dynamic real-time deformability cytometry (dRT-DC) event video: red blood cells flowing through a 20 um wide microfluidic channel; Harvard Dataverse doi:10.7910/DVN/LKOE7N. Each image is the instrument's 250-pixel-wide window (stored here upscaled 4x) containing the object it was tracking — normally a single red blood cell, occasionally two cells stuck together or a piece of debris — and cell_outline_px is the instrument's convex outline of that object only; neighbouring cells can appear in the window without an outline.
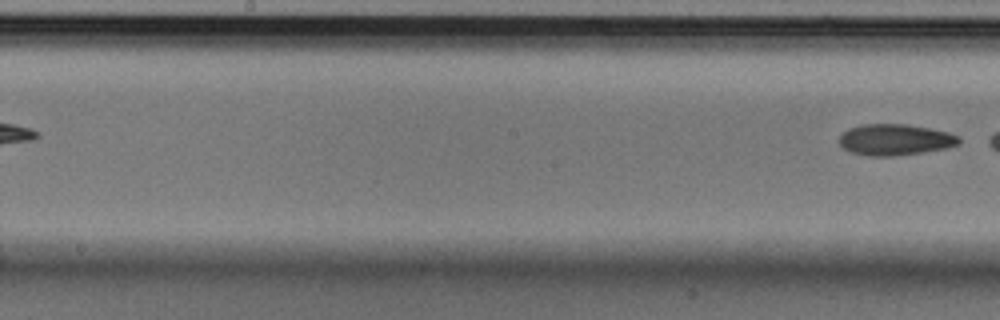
{"species": "Egyptian fruit bat (a non-hibernating species)", "species_latin": "Rousettus aegyptiacus", "temperature_condition": "cold", "stored_images_in_passage": 9, "segment_of_instrument_passage": [2, 2], "camera_frame_rate_fps": 3000, "um_per_image_px": 0.085, "animal": {"sex": "male"}, "frame": {"image": 1, "passage_image": 9, "time_ms": 2.667, "image_size_px": [1000, 320], "cell_outline_px": [[960, 144], [948, 148], [892, 156], [868, 156], [852, 152], [844, 148], [840, 144], [840, 136], [848, 128], [860, 124], [908, 124], [948, 132], [960, 136]], "centroid_in_image_um": [76.1, 11.86], "position_along_channel_um": 172.1, "area_um2": 21.73}}